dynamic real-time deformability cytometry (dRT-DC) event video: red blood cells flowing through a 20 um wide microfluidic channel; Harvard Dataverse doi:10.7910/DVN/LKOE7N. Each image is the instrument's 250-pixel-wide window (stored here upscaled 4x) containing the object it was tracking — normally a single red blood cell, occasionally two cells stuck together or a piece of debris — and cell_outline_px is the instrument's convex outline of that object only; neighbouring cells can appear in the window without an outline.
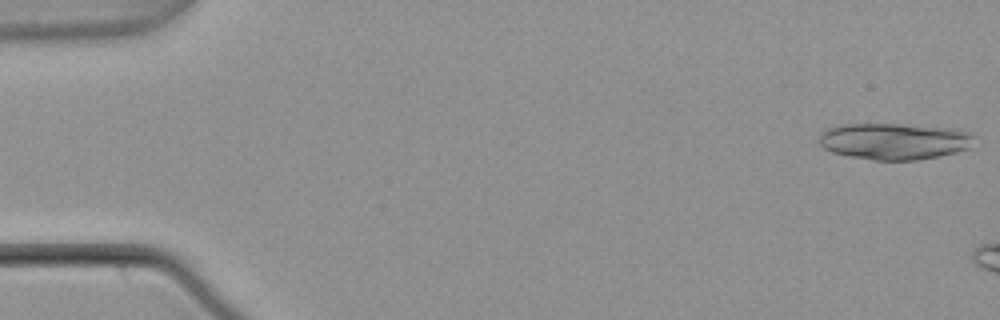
{"species": "common noctule bat (a hibernating species)", "species_latin": "Nyctalus noctula", "temperature_condition": "warm", "stored_images_in_passage": 6, "camera_frame_rate_fps": 3000, "um_per_image_px": 0.085, "animal": {"sex": "male", "body_mass_g": 21.5, "forearm_length_mm": 52.0}, "frame": {"image": 1, "passage_image": 1, "time_ms": 0.0, "image_size_px": [1000, 320], "cell_outline_px": [[972, 136], [968, 148], [956, 152], [940, 156], [916, 160], [872, 160], [848, 156], [832, 152], [824, 148], [820, 144], [820, 136], [828, 128], [840, 124], [904, 124], [960, 128], [968, 132]], "centroid_in_image_um": [76.01, 12.0], "position_along_channel_um": 9.0, "area_um2": 33.0}}